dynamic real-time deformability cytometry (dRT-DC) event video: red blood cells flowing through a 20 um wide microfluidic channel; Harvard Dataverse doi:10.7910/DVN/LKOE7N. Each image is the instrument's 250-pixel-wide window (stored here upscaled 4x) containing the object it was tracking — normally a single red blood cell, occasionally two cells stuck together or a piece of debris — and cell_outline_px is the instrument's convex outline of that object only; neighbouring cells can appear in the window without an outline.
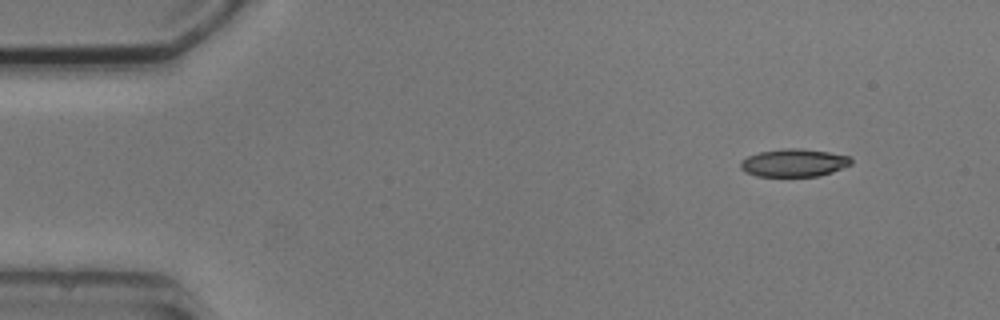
{"species": "common noctule bat (a hibernating species)", "species_latin": "Nyctalus noctula", "temperature_condition": "cold", "stored_images_in_passage": 4, "camera_frame_rate_fps": 3000, "um_per_image_px": 0.085, "animal": {"sex": "male", "body_mass_g": 20.5, "forearm_length_mm": 52.5}, "frame": {"image": 1, "passage_image": 1, "time_ms": 0.0, "image_size_px": [1000, 320], "cell_outline_px": [[852, 164], [832, 172], [820, 176], [756, 176], [744, 172], [740, 168], [740, 160], [748, 156], [760, 152], [784, 148], [800, 148], [828, 152], [852, 156]], "centroid_in_image_um": [67.49, 13.84], "position_along_channel_um": 17.5, "area_um2": 18.09}}